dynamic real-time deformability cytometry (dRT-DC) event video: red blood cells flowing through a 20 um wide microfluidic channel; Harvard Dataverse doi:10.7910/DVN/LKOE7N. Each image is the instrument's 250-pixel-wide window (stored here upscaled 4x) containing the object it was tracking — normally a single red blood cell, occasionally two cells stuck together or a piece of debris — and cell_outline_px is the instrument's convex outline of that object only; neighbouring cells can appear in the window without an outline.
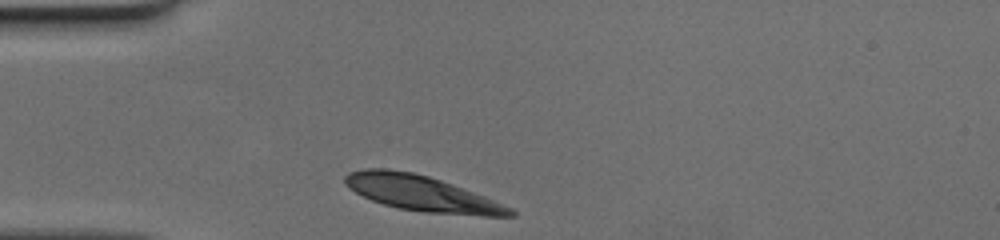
{"species": "human", "species_latin": "Homo sapiens", "temperature_condition": "cold", "stored_images_in_passage": 28, "camera_frame_rate_fps": 3000, "um_per_image_px": 0.085, "donor": {"sex": "female"}, "frame": {"image": 1, "passage_image": 1, "time_ms": 0.0, "image_size_px": [1000, 240], "cell_outline_px": [[516, 216], [480, 216], [424, 212], [400, 208], [384, 204], [372, 200], [348, 188], [344, 184], [344, 176], [348, 172], [364, 168], [388, 168], [412, 172], [428, 176], [452, 184], [484, 196], [512, 208], [516, 212]], "centroid_in_image_um": [35.83, 16.43], "position_along_channel_um": 49.2, "area_um2": 34.04}}
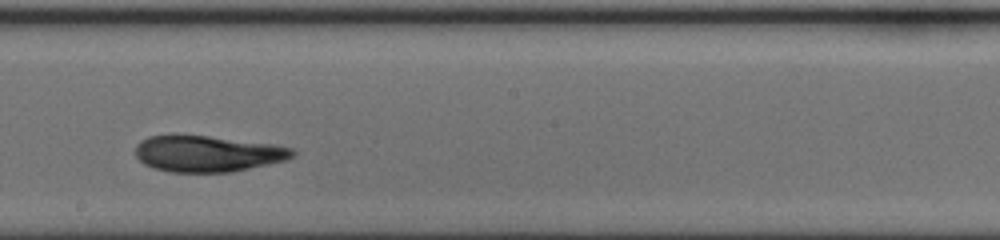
{"frame": {"image": 2, "passage_image": 16, "time_ms": 5.0, "image_size_px": [1000, 240], "cell_outline_px": [[296, 152], [288, 160], [232, 172], [172, 172], [156, 168], [144, 164], [136, 156], [136, 144], [140, 140], [148, 136], [172, 132], [208, 136], [272, 144], [296, 148]], "centroid_in_image_um": [17.62, 13.03], "position_along_channel_um": 230.6, "area_um2": 33.81}}
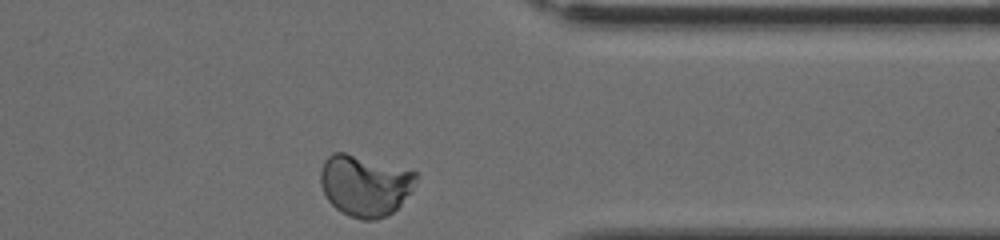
{"frame": {"image": 3, "passage_image": 28, "time_ms": 9.0, "image_size_px": [1000, 240], "cell_outline_px": [[416, 176], [412, 188], [400, 204], [388, 216], [376, 220], [364, 220], [348, 216], [336, 208], [328, 200], [320, 184], [320, 172], [324, 160], [332, 152], [344, 152], [416, 172]], "centroid_in_image_um": [30.96, 15.77], "position_along_channel_um": 380.4, "area_um2": 33.64}}